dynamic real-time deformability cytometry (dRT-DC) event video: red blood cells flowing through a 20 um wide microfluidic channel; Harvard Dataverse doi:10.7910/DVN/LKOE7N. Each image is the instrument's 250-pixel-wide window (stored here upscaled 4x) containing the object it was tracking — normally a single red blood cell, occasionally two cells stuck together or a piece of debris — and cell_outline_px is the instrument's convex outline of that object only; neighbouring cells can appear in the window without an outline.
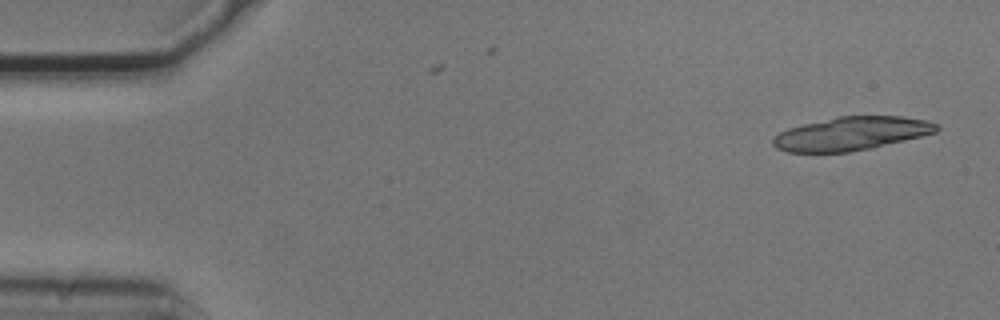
{"species": "common noctule bat (a hibernating species)", "species_latin": "Nyctalus noctula", "temperature_condition": "cold", "stored_images_in_passage": 5, "camera_frame_rate_fps": 3000, "um_per_image_px": 0.085, "animal": {"sex": "male", "body_mass_g": 20.5, "forearm_length_mm": 52.5}, "frame": {"image": 1, "passage_image": 1, "time_ms": 0.0, "image_size_px": [1000, 320], "cell_outline_px": [[940, 128], [936, 132], [872, 148], [848, 152], [788, 152], [776, 148], [772, 144], [772, 136], [788, 128], [804, 124], [840, 116], [900, 116], [928, 120], [940, 124]], "centroid_in_image_um": [72.37, 11.35], "position_along_channel_um": 12.6, "area_um2": 31.85}}
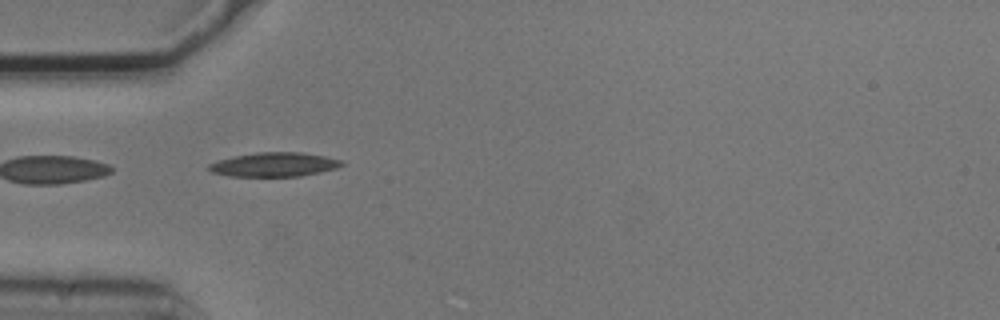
{"frame": {"image": 2, "passage_image": 4, "time_ms": 1.0, "image_size_px": [1000, 320], "cell_outline_px": [[344, 164], [336, 168], [320, 172], [300, 176], [232, 176], [212, 172], [208, 168], [208, 164], [216, 160], [256, 152], [300, 152], [324, 156], [340, 160]], "centroid_in_image_um": [23.29, 13.98], "position_along_channel_um": 61.7, "area_um2": 18.5}}